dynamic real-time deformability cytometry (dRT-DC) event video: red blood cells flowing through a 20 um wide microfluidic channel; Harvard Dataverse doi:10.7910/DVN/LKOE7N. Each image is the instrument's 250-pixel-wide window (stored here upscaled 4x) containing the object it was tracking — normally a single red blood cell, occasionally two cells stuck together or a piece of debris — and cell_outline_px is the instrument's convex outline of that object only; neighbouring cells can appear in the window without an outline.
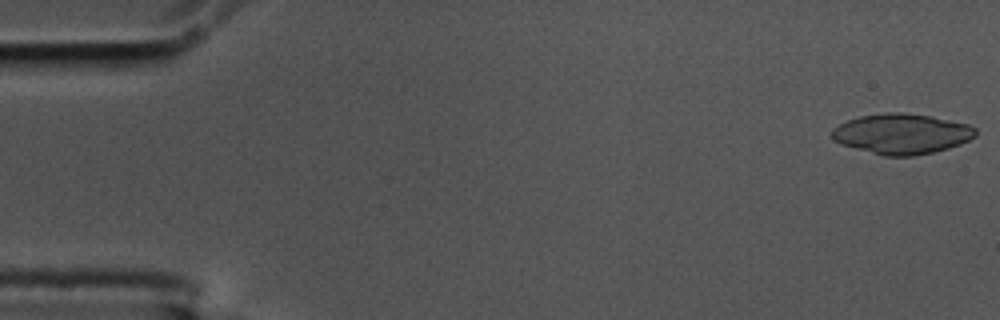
{"species": "common noctule bat (a hibernating species)", "species_latin": "Nyctalus noctula", "temperature_condition": "cold", "stored_images_in_passage": 54, "camera_frame_rate_fps": 3000, "um_per_image_px": 0.085, "animal": {"sex": "male", "body_mass_g": 17.5, "forearm_length_mm": 52.3}, "frame": {"image": 1, "passage_image": 1, "time_ms": 0.0, "image_size_px": [1000, 320], "cell_outline_px": [[976, 136], [960, 144], [948, 148], [916, 156], [884, 156], [840, 144], [832, 140], [832, 128], [848, 120], [860, 116], [888, 112], [904, 112], [932, 116], [968, 124], [976, 128]], "centroid_in_image_um": [76.64, 11.37], "position_along_channel_um": 8.4, "area_um2": 33.81}}